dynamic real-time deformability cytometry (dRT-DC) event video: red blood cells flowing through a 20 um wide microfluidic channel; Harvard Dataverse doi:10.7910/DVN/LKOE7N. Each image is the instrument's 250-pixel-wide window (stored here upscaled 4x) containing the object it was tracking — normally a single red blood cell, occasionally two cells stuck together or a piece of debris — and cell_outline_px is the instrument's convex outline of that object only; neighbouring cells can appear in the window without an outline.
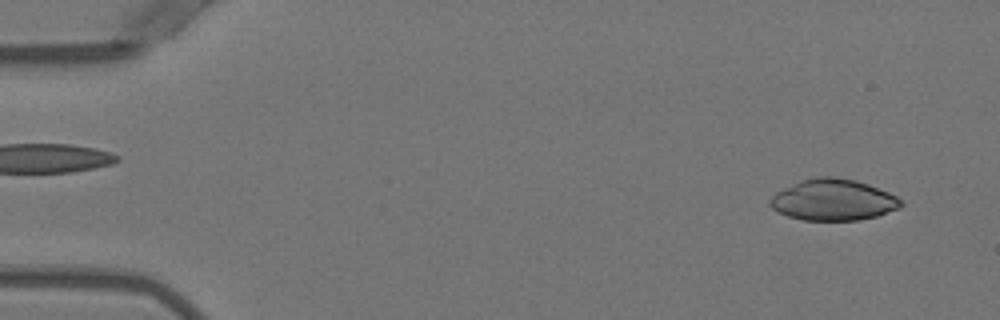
{"species": "Egyptian fruit bat (a non-hibernating species)", "species_latin": "Rousettus aegyptiacus", "temperature_condition": "warm", "stored_images_in_passage": 42, "camera_frame_rate_fps": 3000, "um_per_image_px": 0.085, "animal": {"sex": "female"}, "frame": {"image": 1, "passage_image": 3, "time_ms": 0.667, "image_size_px": [1000, 320], "cell_outline_px": [[904, 204], [900, 208], [876, 216], [860, 220], [804, 220], [788, 216], [772, 208], [768, 204], [768, 200], [776, 192], [800, 180], [816, 176], [832, 176], [856, 180], [868, 184], [888, 192], [896, 196]], "centroid_in_image_um": [70.81, 16.98], "position_along_channel_um": 14.2, "area_um2": 31.5}}
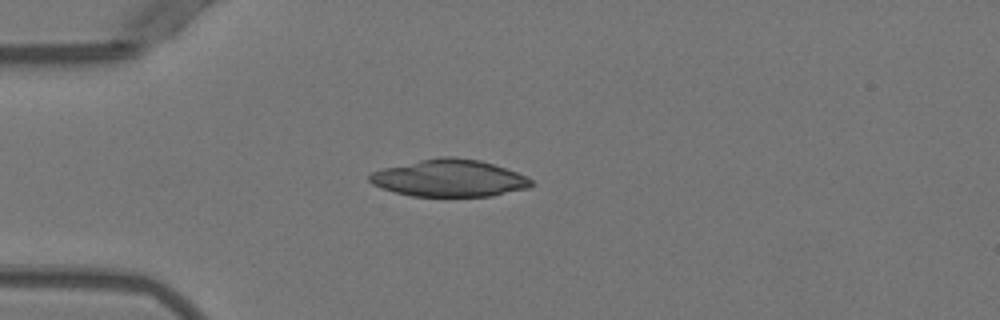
{"frame": {"image": 2, "passage_image": 13, "time_ms": 4.0, "image_size_px": [1000, 320], "cell_outline_px": [[536, 184], [528, 188], [492, 196], [412, 196], [380, 188], [372, 184], [368, 180], [368, 176], [372, 172], [384, 168], [420, 160], [440, 156], [456, 156], [480, 160], [528, 176]], "centroid_in_image_um": [38.21, 15.14], "position_along_channel_um": 46.8, "area_um2": 35.03}}
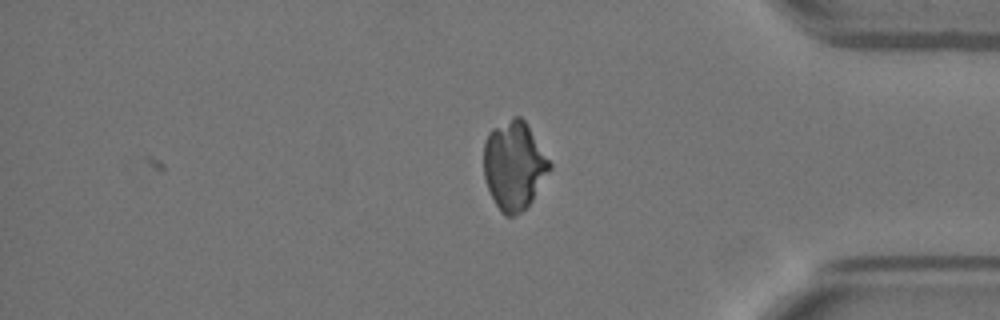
{"frame": {"image": 3, "passage_image": 42, "time_ms": 13.667, "image_size_px": [1000, 320], "cell_outline_px": [[552, 168], [532, 200], [520, 212], [512, 216], [504, 216], [500, 212], [488, 188], [484, 176], [484, 144], [488, 132], [492, 128], [512, 116], [520, 116], [524, 120], [552, 164]], "centroid_in_image_um": [43.69, 14.05], "position_along_channel_um": 391.5, "area_um2": 33.87}}